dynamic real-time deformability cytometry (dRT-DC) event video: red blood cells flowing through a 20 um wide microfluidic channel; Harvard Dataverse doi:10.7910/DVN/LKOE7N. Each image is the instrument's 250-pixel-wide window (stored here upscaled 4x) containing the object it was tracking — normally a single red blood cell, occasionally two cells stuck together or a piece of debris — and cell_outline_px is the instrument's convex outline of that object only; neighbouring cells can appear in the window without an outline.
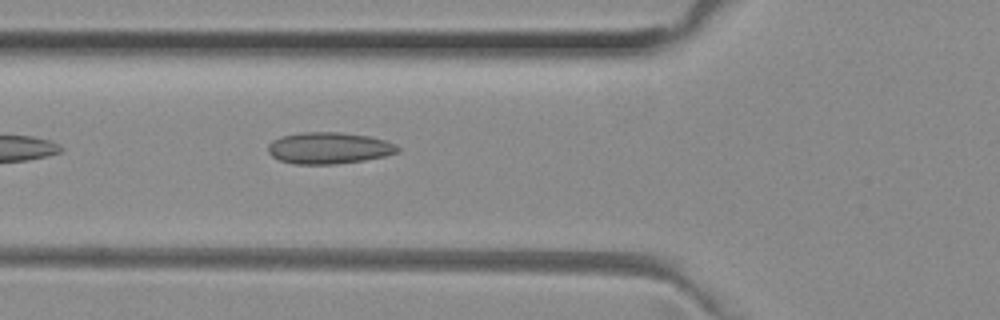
{"species": "common noctule bat (a hibernating species)", "species_latin": "Nyctalus noctula", "temperature_condition": "room temperature", "stored_images_in_passage": 15, "camera_frame_rate_fps": 3000, "um_per_image_px": 0.085, "animal": {"sex": "female", "body_mass_g": 29.2, "forearm_length_mm": 56.3}, "frame": {"image": 1, "passage_image": 5, "time_ms": 1.333, "image_size_px": [1000, 320], "cell_outline_px": [[400, 152], [384, 156], [364, 160], [336, 164], [292, 164], [280, 160], [272, 156], [268, 152], [268, 144], [272, 140], [280, 136], [300, 132], [340, 132], [372, 136], [396, 144], [400, 148]], "centroid_in_image_um": [27.96, 12.57], "position_along_channel_um": 97.8, "area_um2": 24.1}}
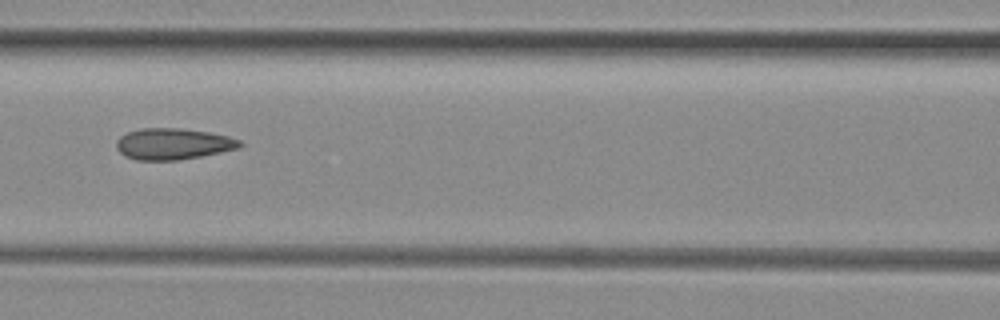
{"frame": {"image": 2, "passage_image": 9, "time_ms": 2.667, "image_size_px": [1000, 320], "cell_outline_px": [[244, 144], [236, 148], [220, 152], [200, 156], [176, 160], [136, 160], [124, 156], [116, 148], [116, 140], [120, 136], [128, 132], [140, 128], [180, 128], [208, 132], [228, 136], [240, 140]], "centroid_in_image_um": [14.67, 12.23], "position_along_channel_um": 151.9, "area_um2": 22.43}}